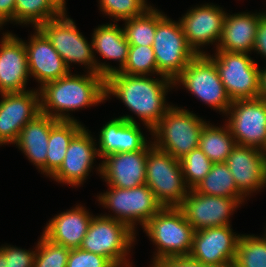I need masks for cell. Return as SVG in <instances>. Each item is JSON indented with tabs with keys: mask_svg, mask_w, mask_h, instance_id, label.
<instances>
[{
	"mask_svg": "<svg viewBox=\"0 0 266 267\" xmlns=\"http://www.w3.org/2000/svg\"><path fill=\"white\" fill-rule=\"evenodd\" d=\"M226 13L215 5L193 8L180 19L188 45L196 54H205L199 46L220 41ZM198 47V48H197Z\"/></svg>",
	"mask_w": 266,
	"mask_h": 267,
	"instance_id": "obj_17",
	"label": "cell"
},
{
	"mask_svg": "<svg viewBox=\"0 0 266 267\" xmlns=\"http://www.w3.org/2000/svg\"><path fill=\"white\" fill-rule=\"evenodd\" d=\"M243 198H226L197 193L190 189L178 208L194 231L205 228L222 227L229 224L231 211L235 210Z\"/></svg>",
	"mask_w": 266,
	"mask_h": 267,
	"instance_id": "obj_13",
	"label": "cell"
},
{
	"mask_svg": "<svg viewBox=\"0 0 266 267\" xmlns=\"http://www.w3.org/2000/svg\"><path fill=\"white\" fill-rule=\"evenodd\" d=\"M239 238L230 225L195 231L189 256L206 265L234 262Z\"/></svg>",
	"mask_w": 266,
	"mask_h": 267,
	"instance_id": "obj_15",
	"label": "cell"
},
{
	"mask_svg": "<svg viewBox=\"0 0 266 267\" xmlns=\"http://www.w3.org/2000/svg\"><path fill=\"white\" fill-rule=\"evenodd\" d=\"M144 231L159 249L153 264L173 256H189L195 231L178 207H163L144 225Z\"/></svg>",
	"mask_w": 266,
	"mask_h": 267,
	"instance_id": "obj_4",
	"label": "cell"
},
{
	"mask_svg": "<svg viewBox=\"0 0 266 267\" xmlns=\"http://www.w3.org/2000/svg\"><path fill=\"white\" fill-rule=\"evenodd\" d=\"M265 237L240 235L234 260L235 267H266Z\"/></svg>",
	"mask_w": 266,
	"mask_h": 267,
	"instance_id": "obj_32",
	"label": "cell"
},
{
	"mask_svg": "<svg viewBox=\"0 0 266 267\" xmlns=\"http://www.w3.org/2000/svg\"><path fill=\"white\" fill-rule=\"evenodd\" d=\"M98 156L144 150L147 147L138 124L127 115L109 121L100 131Z\"/></svg>",
	"mask_w": 266,
	"mask_h": 267,
	"instance_id": "obj_22",
	"label": "cell"
},
{
	"mask_svg": "<svg viewBox=\"0 0 266 267\" xmlns=\"http://www.w3.org/2000/svg\"><path fill=\"white\" fill-rule=\"evenodd\" d=\"M63 12H65V0H52Z\"/></svg>",
	"mask_w": 266,
	"mask_h": 267,
	"instance_id": "obj_44",
	"label": "cell"
},
{
	"mask_svg": "<svg viewBox=\"0 0 266 267\" xmlns=\"http://www.w3.org/2000/svg\"><path fill=\"white\" fill-rule=\"evenodd\" d=\"M83 128L77 120H57L48 139L47 174L52 176L62 165L72 138Z\"/></svg>",
	"mask_w": 266,
	"mask_h": 267,
	"instance_id": "obj_27",
	"label": "cell"
},
{
	"mask_svg": "<svg viewBox=\"0 0 266 267\" xmlns=\"http://www.w3.org/2000/svg\"><path fill=\"white\" fill-rule=\"evenodd\" d=\"M153 51L157 74L173 82L197 55L188 45L180 22L176 23L167 16L157 23Z\"/></svg>",
	"mask_w": 266,
	"mask_h": 267,
	"instance_id": "obj_8",
	"label": "cell"
},
{
	"mask_svg": "<svg viewBox=\"0 0 266 267\" xmlns=\"http://www.w3.org/2000/svg\"><path fill=\"white\" fill-rule=\"evenodd\" d=\"M213 108L227 113L232 104L220 80L215 63L208 54H197L174 80Z\"/></svg>",
	"mask_w": 266,
	"mask_h": 267,
	"instance_id": "obj_11",
	"label": "cell"
},
{
	"mask_svg": "<svg viewBox=\"0 0 266 267\" xmlns=\"http://www.w3.org/2000/svg\"><path fill=\"white\" fill-rule=\"evenodd\" d=\"M225 163L244 197L266 185V158L260 149L236 145Z\"/></svg>",
	"mask_w": 266,
	"mask_h": 267,
	"instance_id": "obj_18",
	"label": "cell"
},
{
	"mask_svg": "<svg viewBox=\"0 0 266 267\" xmlns=\"http://www.w3.org/2000/svg\"><path fill=\"white\" fill-rule=\"evenodd\" d=\"M261 151H262V154L264 155V157L266 158V142H265L264 146L262 147Z\"/></svg>",
	"mask_w": 266,
	"mask_h": 267,
	"instance_id": "obj_45",
	"label": "cell"
},
{
	"mask_svg": "<svg viewBox=\"0 0 266 267\" xmlns=\"http://www.w3.org/2000/svg\"><path fill=\"white\" fill-rule=\"evenodd\" d=\"M118 72L127 75H148L157 73V64L153 46L130 45L127 61Z\"/></svg>",
	"mask_w": 266,
	"mask_h": 267,
	"instance_id": "obj_33",
	"label": "cell"
},
{
	"mask_svg": "<svg viewBox=\"0 0 266 267\" xmlns=\"http://www.w3.org/2000/svg\"><path fill=\"white\" fill-rule=\"evenodd\" d=\"M185 184L194 189L210 172L212 162L198 147L180 159Z\"/></svg>",
	"mask_w": 266,
	"mask_h": 267,
	"instance_id": "obj_34",
	"label": "cell"
},
{
	"mask_svg": "<svg viewBox=\"0 0 266 267\" xmlns=\"http://www.w3.org/2000/svg\"><path fill=\"white\" fill-rule=\"evenodd\" d=\"M102 11L119 19L127 20L143 15L151 6H147L145 0H100Z\"/></svg>",
	"mask_w": 266,
	"mask_h": 267,
	"instance_id": "obj_36",
	"label": "cell"
},
{
	"mask_svg": "<svg viewBox=\"0 0 266 267\" xmlns=\"http://www.w3.org/2000/svg\"><path fill=\"white\" fill-rule=\"evenodd\" d=\"M225 15L217 50L247 53L253 50L257 24L265 13Z\"/></svg>",
	"mask_w": 266,
	"mask_h": 267,
	"instance_id": "obj_24",
	"label": "cell"
},
{
	"mask_svg": "<svg viewBox=\"0 0 266 267\" xmlns=\"http://www.w3.org/2000/svg\"><path fill=\"white\" fill-rule=\"evenodd\" d=\"M15 12V0H0V27L3 23L13 20Z\"/></svg>",
	"mask_w": 266,
	"mask_h": 267,
	"instance_id": "obj_41",
	"label": "cell"
},
{
	"mask_svg": "<svg viewBox=\"0 0 266 267\" xmlns=\"http://www.w3.org/2000/svg\"><path fill=\"white\" fill-rule=\"evenodd\" d=\"M150 146L144 150L114 153L104 157L99 172L108 185L117 188H135L146 184V162L148 151L153 144Z\"/></svg>",
	"mask_w": 266,
	"mask_h": 267,
	"instance_id": "obj_16",
	"label": "cell"
},
{
	"mask_svg": "<svg viewBox=\"0 0 266 267\" xmlns=\"http://www.w3.org/2000/svg\"><path fill=\"white\" fill-rule=\"evenodd\" d=\"M205 124L206 122L195 114L171 106L151 131L157 139L153 146L180 160L198 148L200 134Z\"/></svg>",
	"mask_w": 266,
	"mask_h": 267,
	"instance_id": "obj_5",
	"label": "cell"
},
{
	"mask_svg": "<svg viewBox=\"0 0 266 267\" xmlns=\"http://www.w3.org/2000/svg\"><path fill=\"white\" fill-rule=\"evenodd\" d=\"M27 45L24 42L29 74L41 82V87L50 81L68 75L69 69L59 53L53 48L52 43L38 29Z\"/></svg>",
	"mask_w": 266,
	"mask_h": 267,
	"instance_id": "obj_21",
	"label": "cell"
},
{
	"mask_svg": "<svg viewBox=\"0 0 266 267\" xmlns=\"http://www.w3.org/2000/svg\"><path fill=\"white\" fill-rule=\"evenodd\" d=\"M34 267H67L70 249L41 236L37 245Z\"/></svg>",
	"mask_w": 266,
	"mask_h": 267,
	"instance_id": "obj_35",
	"label": "cell"
},
{
	"mask_svg": "<svg viewBox=\"0 0 266 267\" xmlns=\"http://www.w3.org/2000/svg\"><path fill=\"white\" fill-rule=\"evenodd\" d=\"M207 267H235L234 262H226L219 265H207Z\"/></svg>",
	"mask_w": 266,
	"mask_h": 267,
	"instance_id": "obj_43",
	"label": "cell"
},
{
	"mask_svg": "<svg viewBox=\"0 0 266 267\" xmlns=\"http://www.w3.org/2000/svg\"><path fill=\"white\" fill-rule=\"evenodd\" d=\"M152 267H207V265L190 256H173L153 264Z\"/></svg>",
	"mask_w": 266,
	"mask_h": 267,
	"instance_id": "obj_39",
	"label": "cell"
},
{
	"mask_svg": "<svg viewBox=\"0 0 266 267\" xmlns=\"http://www.w3.org/2000/svg\"><path fill=\"white\" fill-rule=\"evenodd\" d=\"M259 98L266 101V69H260V79H259Z\"/></svg>",
	"mask_w": 266,
	"mask_h": 267,
	"instance_id": "obj_42",
	"label": "cell"
},
{
	"mask_svg": "<svg viewBox=\"0 0 266 267\" xmlns=\"http://www.w3.org/2000/svg\"><path fill=\"white\" fill-rule=\"evenodd\" d=\"M62 12L57 18L46 21L38 29L52 43L69 68V63L76 62L88 65L91 73L102 75L105 79L117 72L116 68L97 63L94 59L92 44L89 45L84 36L77 30L72 19Z\"/></svg>",
	"mask_w": 266,
	"mask_h": 267,
	"instance_id": "obj_3",
	"label": "cell"
},
{
	"mask_svg": "<svg viewBox=\"0 0 266 267\" xmlns=\"http://www.w3.org/2000/svg\"><path fill=\"white\" fill-rule=\"evenodd\" d=\"M109 187L110 191L98 198L103 206L111 208L117 216L106 217L125 223L132 231L135 230L136 221L144 227L163 208L146 184L135 188Z\"/></svg>",
	"mask_w": 266,
	"mask_h": 267,
	"instance_id": "obj_9",
	"label": "cell"
},
{
	"mask_svg": "<svg viewBox=\"0 0 266 267\" xmlns=\"http://www.w3.org/2000/svg\"><path fill=\"white\" fill-rule=\"evenodd\" d=\"M194 190L197 193L211 196L243 198L225 162L213 163L210 172L196 185Z\"/></svg>",
	"mask_w": 266,
	"mask_h": 267,
	"instance_id": "obj_29",
	"label": "cell"
},
{
	"mask_svg": "<svg viewBox=\"0 0 266 267\" xmlns=\"http://www.w3.org/2000/svg\"><path fill=\"white\" fill-rule=\"evenodd\" d=\"M57 120L40 113L21 130L16 145L28 159L47 174L48 139L52 125Z\"/></svg>",
	"mask_w": 266,
	"mask_h": 267,
	"instance_id": "obj_25",
	"label": "cell"
},
{
	"mask_svg": "<svg viewBox=\"0 0 266 267\" xmlns=\"http://www.w3.org/2000/svg\"><path fill=\"white\" fill-rule=\"evenodd\" d=\"M40 89L41 113L56 120H74L62 112L95 105L106 99L105 78L91 72L84 76L69 73L45 83ZM52 109L57 111L53 113Z\"/></svg>",
	"mask_w": 266,
	"mask_h": 267,
	"instance_id": "obj_2",
	"label": "cell"
},
{
	"mask_svg": "<svg viewBox=\"0 0 266 267\" xmlns=\"http://www.w3.org/2000/svg\"><path fill=\"white\" fill-rule=\"evenodd\" d=\"M62 12L52 0H15L14 21L32 23L38 28L46 21L57 18Z\"/></svg>",
	"mask_w": 266,
	"mask_h": 267,
	"instance_id": "obj_31",
	"label": "cell"
},
{
	"mask_svg": "<svg viewBox=\"0 0 266 267\" xmlns=\"http://www.w3.org/2000/svg\"><path fill=\"white\" fill-rule=\"evenodd\" d=\"M236 145L228 125L224 129L206 123L201 131L198 147L212 163H221L226 161Z\"/></svg>",
	"mask_w": 266,
	"mask_h": 267,
	"instance_id": "obj_28",
	"label": "cell"
},
{
	"mask_svg": "<svg viewBox=\"0 0 266 267\" xmlns=\"http://www.w3.org/2000/svg\"><path fill=\"white\" fill-rule=\"evenodd\" d=\"M36 253L23 249L0 247V267H34Z\"/></svg>",
	"mask_w": 266,
	"mask_h": 267,
	"instance_id": "obj_37",
	"label": "cell"
},
{
	"mask_svg": "<svg viewBox=\"0 0 266 267\" xmlns=\"http://www.w3.org/2000/svg\"><path fill=\"white\" fill-rule=\"evenodd\" d=\"M92 218L89 212L85 211L84 207H75L55 216V218L49 221L43 236L51 242L70 250L79 248Z\"/></svg>",
	"mask_w": 266,
	"mask_h": 267,
	"instance_id": "obj_23",
	"label": "cell"
},
{
	"mask_svg": "<svg viewBox=\"0 0 266 267\" xmlns=\"http://www.w3.org/2000/svg\"><path fill=\"white\" fill-rule=\"evenodd\" d=\"M93 138L83 127L71 140L60 168L51 176L58 182L78 186L86 179L98 156Z\"/></svg>",
	"mask_w": 266,
	"mask_h": 267,
	"instance_id": "obj_20",
	"label": "cell"
},
{
	"mask_svg": "<svg viewBox=\"0 0 266 267\" xmlns=\"http://www.w3.org/2000/svg\"><path fill=\"white\" fill-rule=\"evenodd\" d=\"M227 113L231 114L227 125L236 144L262 149L266 142V101L259 97L235 100Z\"/></svg>",
	"mask_w": 266,
	"mask_h": 267,
	"instance_id": "obj_12",
	"label": "cell"
},
{
	"mask_svg": "<svg viewBox=\"0 0 266 267\" xmlns=\"http://www.w3.org/2000/svg\"><path fill=\"white\" fill-rule=\"evenodd\" d=\"M134 234L125 223L111 217L96 216L92 218L79 248L108 258L116 267H129L125 256L135 239Z\"/></svg>",
	"mask_w": 266,
	"mask_h": 267,
	"instance_id": "obj_7",
	"label": "cell"
},
{
	"mask_svg": "<svg viewBox=\"0 0 266 267\" xmlns=\"http://www.w3.org/2000/svg\"><path fill=\"white\" fill-rule=\"evenodd\" d=\"M218 70L220 80L232 101L253 99L259 95L260 69L247 53L217 50L208 56Z\"/></svg>",
	"mask_w": 266,
	"mask_h": 267,
	"instance_id": "obj_10",
	"label": "cell"
},
{
	"mask_svg": "<svg viewBox=\"0 0 266 267\" xmlns=\"http://www.w3.org/2000/svg\"><path fill=\"white\" fill-rule=\"evenodd\" d=\"M253 49L266 57V13L260 18L257 24Z\"/></svg>",
	"mask_w": 266,
	"mask_h": 267,
	"instance_id": "obj_40",
	"label": "cell"
},
{
	"mask_svg": "<svg viewBox=\"0 0 266 267\" xmlns=\"http://www.w3.org/2000/svg\"><path fill=\"white\" fill-rule=\"evenodd\" d=\"M0 45V93L26 91L29 70L24 42L6 33Z\"/></svg>",
	"mask_w": 266,
	"mask_h": 267,
	"instance_id": "obj_19",
	"label": "cell"
},
{
	"mask_svg": "<svg viewBox=\"0 0 266 267\" xmlns=\"http://www.w3.org/2000/svg\"><path fill=\"white\" fill-rule=\"evenodd\" d=\"M164 16L151 7L143 15L125 20V39L130 45L153 46L157 23Z\"/></svg>",
	"mask_w": 266,
	"mask_h": 267,
	"instance_id": "obj_30",
	"label": "cell"
},
{
	"mask_svg": "<svg viewBox=\"0 0 266 267\" xmlns=\"http://www.w3.org/2000/svg\"><path fill=\"white\" fill-rule=\"evenodd\" d=\"M1 95L0 145L16 143L22 128L41 113L40 93L27 90Z\"/></svg>",
	"mask_w": 266,
	"mask_h": 267,
	"instance_id": "obj_14",
	"label": "cell"
},
{
	"mask_svg": "<svg viewBox=\"0 0 266 267\" xmlns=\"http://www.w3.org/2000/svg\"><path fill=\"white\" fill-rule=\"evenodd\" d=\"M162 79L113 73L105 79L106 99L109 94L117 96L152 130L171 108L165 105V96L169 85L175 83L166 77Z\"/></svg>",
	"mask_w": 266,
	"mask_h": 267,
	"instance_id": "obj_1",
	"label": "cell"
},
{
	"mask_svg": "<svg viewBox=\"0 0 266 267\" xmlns=\"http://www.w3.org/2000/svg\"><path fill=\"white\" fill-rule=\"evenodd\" d=\"M67 267H116L108 258L84 251L80 248L71 249Z\"/></svg>",
	"mask_w": 266,
	"mask_h": 267,
	"instance_id": "obj_38",
	"label": "cell"
},
{
	"mask_svg": "<svg viewBox=\"0 0 266 267\" xmlns=\"http://www.w3.org/2000/svg\"><path fill=\"white\" fill-rule=\"evenodd\" d=\"M146 185L163 207H178L188 194L180 160L154 146L148 151Z\"/></svg>",
	"mask_w": 266,
	"mask_h": 267,
	"instance_id": "obj_6",
	"label": "cell"
},
{
	"mask_svg": "<svg viewBox=\"0 0 266 267\" xmlns=\"http://www.w3.org/2000/svg\"><path fill=\"white\" fill-rule=\"evenodd\" d=\"M92 47L101 56L111 60H119L121 70L128 57L130 44L125 39L123 29L117 24L101 25L95 29L92 38Z\"/></svg>",
	"mask_w": 266,
	"mask_h": 267,
	"instance_id": "obj_26",
	"label": "cell"
}]
</instances>
